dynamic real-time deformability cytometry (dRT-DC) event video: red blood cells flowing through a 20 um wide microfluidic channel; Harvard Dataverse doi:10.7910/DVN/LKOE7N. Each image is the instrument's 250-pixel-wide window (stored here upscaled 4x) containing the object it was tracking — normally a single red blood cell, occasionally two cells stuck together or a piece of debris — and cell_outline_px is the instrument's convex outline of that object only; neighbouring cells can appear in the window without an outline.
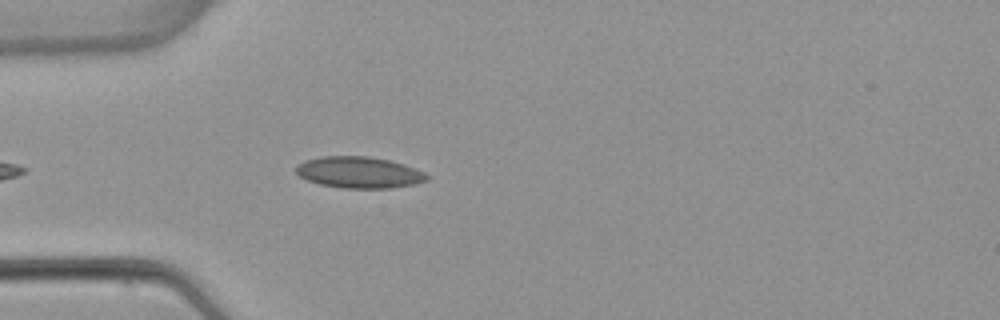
{"species": "common noctule bat (a hibernating species)", "species_latin": "Nyctalus noctula", "temperature_condition": "warm", "stored_images_in_passage": 1, "camera_frame_rate_fps": 3000, "um_per_image_px": 0.085, "animal": {"sex": "female", "body_mass_g": 22.7, "forearm_length_mm": 54.2}, "frame": {"image": 1, "passage_image": 1, "time_ms": 0.0, "image_size_px": [1000, 320], "cell_outline_px": [[428, 180], [412, 184], [392, 188], [344, 188], [320, 184], [308, 180], [300, 176], [296, 172], [296, 164], [304, 160], [324, 156], [368, 156], [388, 160], [404, 164], [424, 172], [428, 176]], "centroid_in_image_um": [30.5, 14.65], "position_along_channel_um": 54.5, "area_um2": 23.81}}